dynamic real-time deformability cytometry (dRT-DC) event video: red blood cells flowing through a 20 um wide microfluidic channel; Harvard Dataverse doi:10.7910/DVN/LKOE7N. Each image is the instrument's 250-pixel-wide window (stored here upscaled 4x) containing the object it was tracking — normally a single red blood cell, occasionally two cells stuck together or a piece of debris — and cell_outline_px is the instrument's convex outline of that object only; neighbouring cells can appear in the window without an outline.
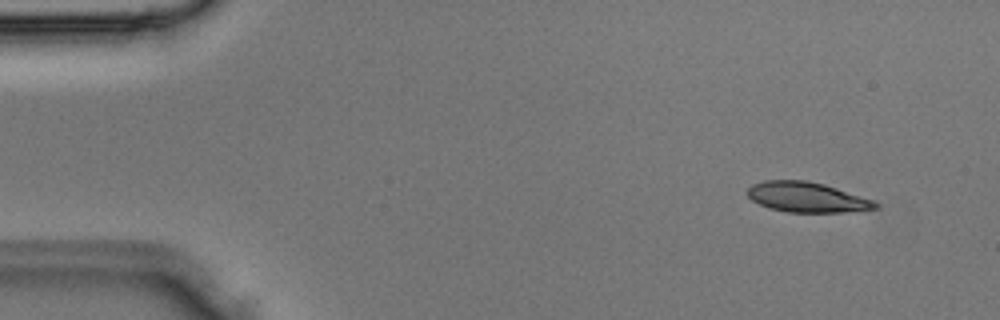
{"species": "Egyptian fruit bat (a non-hibernating species)", "species_latin": "Rousettus aegyptiacus", "temperature_condition": "room temperature", "stored_images_in_passage": 3, "camera_frame_rate_fps": 3000, "um_per_image_px": 0.085, "animal": {"sex": "male"}, "frame": {"image": 1, "passage_image": 1, "time_ms": 0.0, "image_size_px": [1000, 320], "cell_outline_px": [[880, 204], [876, 208], [840, 212], [788, 212], [768, 208], [752, 200], [748, 196], [748, 188], [752, 184], [764, 180], [808, 180], [824, 184], [872, 200]], "centroid_in_image_um": [68.53, 16.75], "position_along_channel_um": 16.5, "area_um2": 22.2}}
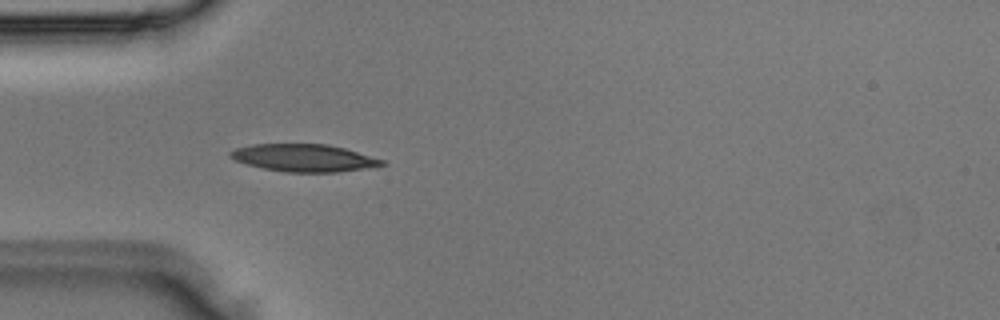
{"frame": {"image": 2, "passage_image": 3, "time_ms": 0.667, "image_size_px": [1000, 320], "cell_outline_px": [[388, 164], [364, 168], [336, 172], [288, 172], [264, 168], [248, 164], [236, 160], [228, 156], [228, 152], [236, 148], [252, 144], [328, 144], [344, 148], [384, 160]], "centroid_in_image_um": [25.82, 13.41], "position_along_channel_um": 59.2, "area_um2": 23.99}}